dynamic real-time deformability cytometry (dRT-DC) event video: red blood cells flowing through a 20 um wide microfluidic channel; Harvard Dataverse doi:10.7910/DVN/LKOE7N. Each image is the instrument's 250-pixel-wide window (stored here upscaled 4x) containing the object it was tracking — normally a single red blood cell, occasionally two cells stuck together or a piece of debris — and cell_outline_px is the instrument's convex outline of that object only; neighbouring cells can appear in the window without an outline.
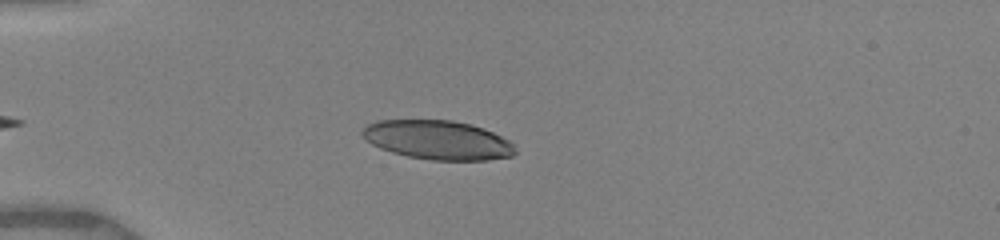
{"species": "human", "species_latin": "Homo sapiens", "temperature_condition": "warm", "stored_images_in_passage": 26, "camera_frame_rate_fps": 3000, "um_per_image_px": 0.085, "donor": {"sex": "female"}, "frame": {"image": 1, "passage_image": 10, "time_ms": 3.667, "image_size_px": [1000, 240], "cell_outline_px": [[516, 152], [512, 156], [488, 160], [432, 160], [408, 156], [392, 152], [380, 148], [372, 144], [360, 132], [368, 124], [376, 120], [452, 120], [472, 124], [484, 128], [508, 140], [512, 144]], "centroid_in_image_um": [37.21, 11.89], "position_along_channel_um": 47.8, "area_um2": 34.68}}
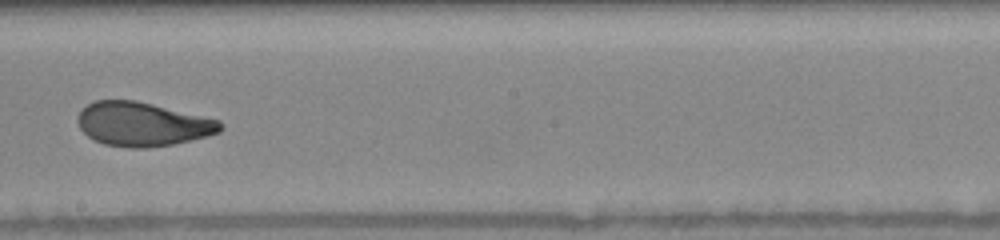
{"frame": {"image": 2, "passage_image": 20, "time_ms": 9.0, "image_size_px": [1000, 240], "cell_outline_px": [[224, 128], [220, 132], [208, 136], [172, 144], [144, 148], [128, 148], [104, 144], [92, 140], [80, 128], [76, 120], [80, 108], [96, 100], [136, 100], [220, 120], [224, 124]], "centroid_in_image_um": [12.1, 10.55], "position_along_channel_um": 236.1, "area_um2": 36.76}}
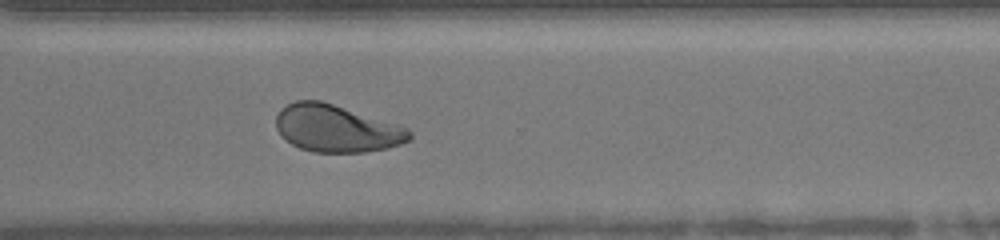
{"frame": {"image": 3, "passage_image": 26, "time_ms": 11.667, "image_size_px": [1000, 240], "cell_outline_px": [[412, 136], [408, 140], [400, 144], [388, 148], [364, 152], [312, 152], [300, 148], [292, 144], [276, 128], [276, 116], [280, 108], [296, 100], [320, 100], [396, 124], [408, 128], [412, 132]], "centroid_in_image_um": [28.59, 10.92], "position_along_channel_um": 342.0, "area_um2": 36.36}}